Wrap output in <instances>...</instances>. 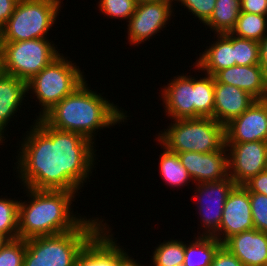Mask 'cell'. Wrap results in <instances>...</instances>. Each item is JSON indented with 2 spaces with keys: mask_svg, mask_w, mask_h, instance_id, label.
Listing matches in <instances>:
<instances>
[{
  "mask_svg": "<svg viewBox=\"0 0 267 266\" xmlns=\"http://www.w3.org/2000/svg\"><path fill=\"white\" fill-rule=\"evenodd\" d=\"M35 121L16 156L24 188L77 193L95 168L94 142L75 132L54 129L42 118Z\"/></svg>",
  "mask_w": 267,
  "mask_h": 266,
  "instance_id": "obj_1",
  "label": "cell"
},
{
  "mask_svg": "<svg viewBox=\"0 0 267 266\" xmlns=\"http://www.w3.org/2000/svg\"><path fill=\"white\" fill-rule=\"evenodd\" d=\"M86 82L57 103L42 119L54 129L75 132L93 142L96 130L120 124L129 116L121 107L90 90Z\"/></svg>",
  "mask_w": 267,
  "mask_h": 266,
  "instance_id": "obj_2",
  "label": "cell"
},
{
  "mask_svg": "<svg viewBox=\"0 0 267 266\" xmlns=\"http://www.w3.org/2000/svg\"><path fill=\"white\" fill-rule=\"evenodd\" d=\"M25 191L31 201L29 204L19 202L18 238L26 240L65 233L75 230L86 219L71 211L76 192L27 187Z\"/></svg>",
  "mask_w": 267,
  "mask_h": 266,
  "instance_id": "obj_3",
  "label": "cell"
},
{
  "mask_svg": "<svg viewBox=\"0 0 267 266\" xmlns=\"http://www.w3.org/2000/svg\"><path fill=\"white\" fill-rule=\"evenodd\" d=\"M85 219L75 230L26 239L23 266H75L79 253L107 224Z\"/></svg>",
  "mask_w": 267,
  "mask_h": 266,
  "instance_id": "obj_4",
  "label": "cell"
},
{
  "mask_svg": "<svg viewBox=\"0 0 267 266\" xmlns=\"http://www.w3.org/2000/svg\"><path fill=\"white\" fill-rule=\"evenodd\" d=\"M165 130L157 141L173 153H210L225 145V126L213 118L177 119Z\"/></svg>",
  "mask_w": 267,
  "mask_h": 266,
  "instance_id": "obj_5",
  "label": "cell"
},
{
  "mask_svg": "<svg viewBox=\"0 0 267 266\" xmlns=\"http://www.w3.org/2000/svg\"><path fill=\"white\" fill-rule=\"evenodd\" d=\"M82 73L79 66L61 54L29 80L27 91L35 94L42 107L37 118H42L57 103L81 85L85 81V75Z\"/></svg>",
  "mask_w": 267,
  "mask_h": 266,
  "instance_id": "obj_6",
  "label": "cell"
},
{
  "mask_svg": "<svg viewBox=\"0 0 267 266\" xmlns=\"http://www.w3.org/2000/svg\"><path fill=\"white\" fill-rule=\"evenodd\" d=\"M61 4V0H19L13 14L0 29V41L47 38Z\"/></svg>",
  "mask_w": 267,
  "mask_h": 266,
  "instance_id": "obj_7",
  "label": "cell"
},
{
  "mask_svg": "<svg viewBox=\"0 0 267 266\" xmlns=\"http://www.w3.org/2000/svg\"><path fill=\"white\" fill-rule=\"evenodd\" d=\"M4 72L25 82L61 55L47 38L1 41Z\"/></svg>",
  "mask_w": 267,
  "mask_h": 266,
  "instance_id": "obj_8",
  "label": "cell"
},
{
  "mask_svg": "<svg viewBox=\"0 0 267 266\" xmlns=\"http://www.w3.org/2000/svg\"><path fill=\"white\" fill-rule=\"evenodd\" d=\"M225 146L230 151L228 175L236 185H244L267 169V142L225 143Z\"/></svg>",
  "mask_w": 267,
  "mask_h": 266,
  "instance_id": "obj_9",
  "label": "cell"
},
{
  "mask_svg": "<svg viewBox=\"0 0 267 266\" xmlns=\"http://www.w3.org/2000/svg\"><path fill=\"white\" fill-rule=\"evenodd\" d=\"M197 204L204 232L200 235L212 236L220 227L227 196L236 185L228 176L226 179L196 184ZM199 197V198H198Z\"/></svg>",
  "mask_w": 267,
  "mask_h": 266,
  "instance_id": "obj_10",
  "label": "cell"
},
{
  "mask_svg": "<svg viewBox=\"0 0 267 266\" xmlns=\"http://www.w3.org/2000/svg\"><path fill=\"white\" fill-rule=\"evenodd\" d=\"M173 0L139 3L128 22V40L132 44H142L161 32L173 12Z\"/></svg>",
  "mask_w": 267,
  "mask_h": 266,
  "instance_id": "obj_11",
  "label": "cell"
},
{
  "mask_svg": "<svg viewBox=\"0 0 267 266\" xmlns=\"http://www.w3.org/2000/svg\"><path fill=\"white\" fill-rule=\"evenodd\" d=\"M250 229L254 225L249 191L243 185H235L224 204L220 227L212 236L223 244L232 235Z\"/></svg>",
  "mask_w": 267,
  "mask_h": 266,
  "instance_id": "obj_12",
  "label": "cell"
},
{
  "mask_svg": "<svg viewBox=\"0 0 267 266\" xmlns=\"http://www.w3.org/2000/svg\"><path fill=\"white\" fill-rule=\"evenodd\" d=\"M267 142V99L255 100L225 125V143Z\"/></svg>",
  "mask_w": 267,
  "mask_h": 266,
  "instance_id": "obj_13",
  "label": "cell"
},
{
  "mask_svg": "<svg viewBox=\"0 0 267 266\" xmlns=\"http://www.w3.org/2000/svg\"><path fill=\"white\" fill-rule=\"evenodd\" d=\"M224 145L220 150L210 153H177L181 164L187 169L196 183H208L226 179L228 175V153Z\"/></svg>",
  "mask_w": 267,
  "mask_h": 266,
  "instance_id": "obj_14",
  "label": "cell"
},
{
  "mask_svg": "<svg viewBox=\"0 0 267 266\" xmlns=\"http://www.w3.org/2000/svg\"><path fill=\"white\" fill-rule=\"evenodd\" d=\"M161 90L165 113L170 119L195 118V77L178 75Z\"/></svg>",
  "mask_w": 267,
  "mask_h": 266,
  "instance_id": "obj_15",
  "label": "cell"
},
{
  "mask_svg": "<svg viewBox=\"0 0 267 266\" xmlns=\"http://www.w3.org/2000/svg\"><path fill=\"white\" fill-rule=\"evenodd\" d=\"M216 82L234 85L256 100L267 99V75L260 64L234 65L213 75Z\"/></svg>",
  "mask_w": 267,
  "mask_h": 266,
  "instance_id": "obj_16",
  "label": "cell"
},
{
  "mask_svg": "<svg viewBox=\"0 0 267 266\" xmlns=\"http://www.w3.org/2000/svg\"><path fill=\"white\" fill-rule=\"evenodd\" d=\"M223 246L244 266H267V233L250 229L228 238Z\"/></svg>",
  "mask_w": 267,
  "mask_h": 266,
  "instance_id": "obj_17",
  "label": "cell"
},
{
  "mask_svg": "<svg viewBox=\"0 0 267 266\" xmlns=\"http://www.w3.org/2000/svg\"><path fill=\"white\" fill-rule=\"evenodd\" d=\"M255 100L248 92L214 79L213 119L225 126L246 111Z\"/></svg>",
  "mask_w": 267,
  "mask_h": 266,
  "instance_id": "obj_18",
  "label": "cell"
},
{
  "mask_svg": "<svg viewBox=\"0 0 267 266\" xmlns=\"http://www.w3.org/2000/svg\"><path fill=\"white\" fill-rule=\"evenodd\" d=\"M105 225L79 253L75 266H116L118 243Z\"/></svg>",
  "mask_w": 267,
  "mask_h": 266,
  "instance_id": "obj_19",
  "label": "cell"
},
{
  "mask_svg": "<svg viewBox=\"0 0 267 266\" xmlns=\"http://www.w3.org/2000/svg\"><path fill=\"white\" fill-rule=\"evenodd\" d=\"M217 40L207 46L202 55L195 62L197 70L205 74L214 75L216 72L236 65L234 59L233 34H217Z\"/></svg>",
  "mask_w": 267,
  "mask_h": 266,
  "instance_id": "obj_20",
  "label": "cell"
},
{
  "mask_svg": "<svg viewBox=\"0 0 267 266\" xmlns=\"http://www.w3.org/2000/svg\"><path fill=\"white\" fill-rule=\"evenodd\" d=\"M26 93L28 94L27 82L6 73L0 76V136L2 138H5L4 130L9 121L14 118L19 107L21 108L20 105L25 100Z\"/></svg>",
  "mask_w": 267,
  "mask_h": 266,
  "instance_id": "obj_21",
  "label": "cell"
},
{
  "mask_svg": "<svg viewBox=\"0 0 267 266\" xmlns=\"http://www.w3.org/2000/svg\"><path fill=\"white\" fill-rule=\"evenodd\" d=\"M222 245L214 236H197L192 243H185L184 264L186 266H210Z\"/></svg>",
  "mask_w": 267,
  "mask_h": 266,
  "instance_id": "obj_22",
  "label": "cell"
},
{
  "mask_svg": "<svg viewBox=\"0 0 267 266\" xmlns=\"http://www.w3.org/2000/svg\"><path fill=\"white\" fill-rule=\"evenodd\" d=\"M241 12L240 0H216L210 18L204 23L215 34L231 33Z\"/></svg>",
  "mask_w": 267,
  "mask_h": 266,
  "instance_id": "obj_23",
  "label": "cell"
},
{
  "mask_svg": "<svg viewBox=\"0 0 267 266\" xmlns=\"http://www.w3.org/2000/svg\"><path fill=\"white\" fill-rule=\"evenodd\" d=\"M159 156L160 174L171 187H182L193 181L187 169L181 164L177 153H173L166 148ZM189 181V182H188Z\"/></svg>",
  "mask_w": 267,
  "mask_h": 266,
  "instance_id": "obj_24",
  "label": "cell"
},
{
  "mask_svg": "<svg viewBox=\"0 0 267 266\" xmlns=\"http://www.w3.org/2000/svg\"><path fill=\"white\" fill-rule=\"evenodd\" d=\"M231 34L239 38L260 42L267 34V16L240 12Z\"/></svg>",
  "mask_w": 267,
  "mask_h": 266,
  "instance_id": "obj_25",
  "label": "cell"
},
{
  "mask_svg": "<svg viewBox=\"0 0 267 266\" xmlns=\"http://www.w3.org/2000/svg\"><path fill=\"white\" fill-rule=\"evenodd\" d=\"M195 78V118H213L214 111V77Z\"/></svg>",
  "mask_w": 267,
  "mask_h": 266,
  "instance_id": "obj_26",
  "label": "cell"
},
{
  "mask_svg": "<svg viewBox=\"0 0 267 266\" xmlns=\"http://www.w3.org/2000/svg\"><path fill=\"white\" fill-rule=\"evenodd\" d=\"M185 244L171 239L157 245L152 256L154 266H177L184 263Z\"/></svg>",
  "mask_w": 267,
  "mask_h": 266,
  "instance_id": "obj_27",
  "label": "cell"
},
{
  "mask_svg": "<svg viewBox=\"0 0 267 266\" xmlns=\"http://www.w3.org/2000/svg\"><path fill=\"white\" fill-rule=\"evenodd\" d=\"M19 202L0 198V235L6 240L18 238Z\"/></svg>",
  "mask_w": 267,
  "mask_h": 266,
  "instance_id": "obj_28",
  "label": "cell"
},
{
  "mask_svg": "<svg viewBox=\"0 0 267 266\" xmlns=\"http://www.w3.org/2000/svg\"><path fill=\"white\" fill-rule=\"evenodd\" d=\"M233 48L236 65L249 66L260 64L259 42L233 35Z\"/></svg>",
  "mask_w": 267,
  "mask_h": 266,
  "instance_id": "obj_29",
  "label": "cell"
},
{
  "mask_svg": "<svg viewBox=\"0 0 267 266\" xmlns=\"http://www.w3.org/2000/svg\"><path fill=\"white\" fill-rule=\"evenodd\" d=\"M26 241L21 238L6 240L0 246V266H23Z\"/></svg>",
  "mask_w": 267,
  "mask_h": 266,
  "instance_id": "obj_30",
  "label": "cell"
},
{
  "mask_svg": "<svg viewBox=\"0 0 267 266\" xmlns=\"http://www.w3.org/2000/svg\"><path fill=\"white\" fill-rule=\"evenodd\" d=\"M99 10L109 18L129 20L134 14L137 3L135 0H100Z\"/></svg>",
  "mask_w": 267,
  "mask_h": 266,
  "instance_id": "obj_31",
  "label": "cell"
},
{
  "mask_svg": "<svg viewBox=\"0 0 267 266\" xmlns=\"http://www.w3.org/2000/svg\"><path fill=\"white\" fill-rule=\"evenodd\" d=\"M253 225L256 230L267 233V196L249 193Z\"/></svg>",
  "mask_w": 267,
  "mask_h": 266,
  "instance_id": "obj_32",
  "label": "cell"
},
{
  "mask_svg": "<svg viewBox=\"0 0 267 266\" xmlns=\"http://www.w3.org/2000/svg\"><path fill=\"white\" fill-rule=\"evenodd\" d=\"M187 8L192 14L199 18L203 24L210 18L215 8L216 0H175Z\"/></svg>",
  "mask_w": 267,
  "mask_h": 266,
  "instance_id": "obj_33",
  "label": "cell"
},
{
  "mask_svg": "<svg viewBox=\"0 0 267 266\" xmlns=\"http://www.w3.org/2000/svg\"><path fill=\"white\" fill-rule=\"evenodd\" d=\"M210 266H244L242 262L234 256L223 245L218 249L214 256V260Z\"/></svg>",
  "mask_w": 267,
  "mask_h": 266,
  "instance_id": "obj_34",
  "label": "cell"
},
{
  "mask_svg": "<svg viewBox=\"0 0 267 266\" xmlns=\"http://www.w3.org/2000/svg\"><path fill=\"white\" fill-rule=\"evenodd\" d=\"M243 186L249 193H261L267 196V169L252 177Z\"/></svg>",
  "mask_w": 267,
  "mask_h": 266,
  "instance_id": "obj_35",
  "label": "cell"
},
{
  "mask_svg": "<svg viewBox=\"0 0 267 266\" xmlns=\"http://www.w3.org/2000/svg\"><path fill=\"white\" fill-rule=\"evenodd\" d=\"M241 12L267 16V0H240Z\"/></svg>",
  "mask_w": 267,
  "mask_h": 266,
  "instance_id": "obj_36",
  "label": "cell"
},
{
  "mask_svg": "<svg viewBox=\"0 0 267 266\" xmlns=\"http://www.w3.org/2000/svg\"><path fill=\"white\" fill-rule=\"evenodd\" d=\"M19 0H0V29L13 14Z\"/></svg>",
  "mask_w": 267,
  "mask_h": 266,
  "instance_id": "obj_37",
  "label": "cell"
},
{
  "mask_svg": "<svg viewBox=\"0 0 267 266\" xmlns=\"http://www.w3.org/2000/svg\"><path fill=\"white\" fill-rule=\"evenodd\" d=\"M136 261L137 260H134V258L132 259L118 243V262L116 266H144Z\"/></svg>",
  "mask_w": 267,
  "mask_h": 266,
  "instance_id": "obj_38",
  "label": "cell"
},
{
  "mask_svg": "<svg viewBox=\"0 0 267 266\" xmlns=\"http://www.w3.org/2000/svg\"><path fill=\"white\" fill-rule=\"evenodd\" d=\"M260 45V65L267 75V34L259 42Z\"/></svg>",
  "mask_w": 267,
  "mask_h": 266,
  "instance_id": "obj_39",
  "label": "cell"
},
{
  "mask_svg": "<svg viewBox=\"0 0 267 266\" xmlns=\"http://www.w3.org/2000/svg\"><path fill=\"white\" fill-rule=\"evenodd\" d=\"M4 73L3 47L0 41V76H2Z\"/></svg>",
  "mask_w": 267,
  "mask_h": 266,
  "instance_id": "obj_40",
  "label": "cell"
},
{
  "mask_svg": "<svg viewBox=\"0 0 267 266\" xmlns=\"http://www.w3.org/2000/svg\"><path fill=\"white\" fill-rule=\"evenodd\" d=\"M135 1L137 4H139V3L158 2V1H165V0H135Z\"/></svg>",
  "mask_w": 267,
  "mask_h": 266,
  "instance_id": "obj_41",
  "label": "cell"
},
{
  "mask_svg": "<svg viewBox=\"0 0 267 266\" xmlns=\"http://www.w3.org/2000/svg\"><path fill=\"white\" fill-rule=\"evenodd\" d=\"M6 241V239L0 235V246Z\"/></svg>",
  "mask_w": 267,
  "mask_h": 266,
  "instance_id": "obj_42",
  "label": "cell"
},
{
  "mask_svg": "<svg viewBox=\"0 0 267 266\" xmlns=\"http://www.w3.org/2000/svg\"><path fill=\"white\" fill-rule=\"evenodd\" d=\"M3 138L0 136V144L3 143Z\"/></svg>",
  "mask_w": 267,
  "mask_h": 266,
  "instance_id": "obj_43",
  "label": "cell"
},
{
  "mask_svg": "<svg viewBox=\"0 0 267 266\" xmlns=\"http://www.w3.org/2000/svg\"><path fill=\"white\" fill-rule=\"evenodd\" d=\"M177 266H186L184 263L180 264V265H177Z\"/></svg>",
  "mask_w": 267,
  "mask_h": 266,
  "instance_id": "obj_44",
  "label": "cell"
}]
</instances>
